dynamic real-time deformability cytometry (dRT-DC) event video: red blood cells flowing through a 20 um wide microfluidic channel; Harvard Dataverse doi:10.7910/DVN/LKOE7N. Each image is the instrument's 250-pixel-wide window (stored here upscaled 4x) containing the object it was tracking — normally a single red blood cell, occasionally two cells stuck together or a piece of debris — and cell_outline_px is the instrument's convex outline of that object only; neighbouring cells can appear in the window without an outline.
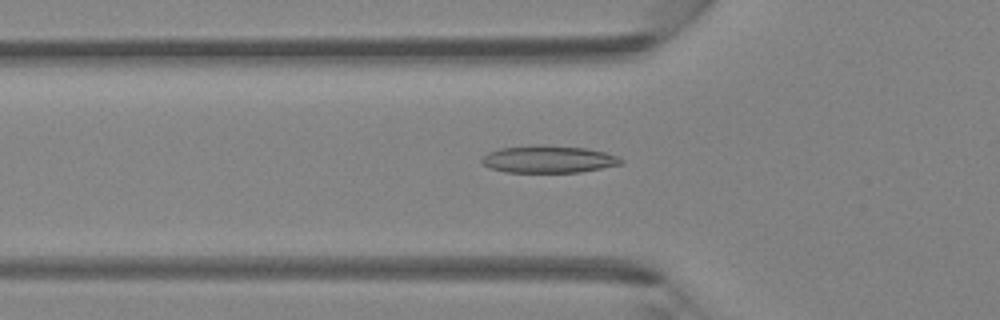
{"species": "Egyptian fruit bat (a non-hibernating species)", "species_latin": "Rousettus aegyptiacus", "temperature_condition": "room temperature", "stored_images_in_passage": 46, "camera_frame_rate_fps": 3000, "um_per_image_px": 0.085, "animal": {"sex": "female"}, "frame": {"image": 1, "passage_image": 16, "time_ms": 5.0, "image_size_px": [1000, 320], "cell_outline_px": [[624, 164], [580, 172], [508, 172], [492, 168], [484, 164], [480, 160], [488, 152], [500, 148], [540, 144], [544, 144], [584, 148], [604, 152], [616, 156], [624, 160]], "centroid_in_image_um": [46.65, 13.53], "position_along_channel_um": 79.2, "area_um2": 22.08}}
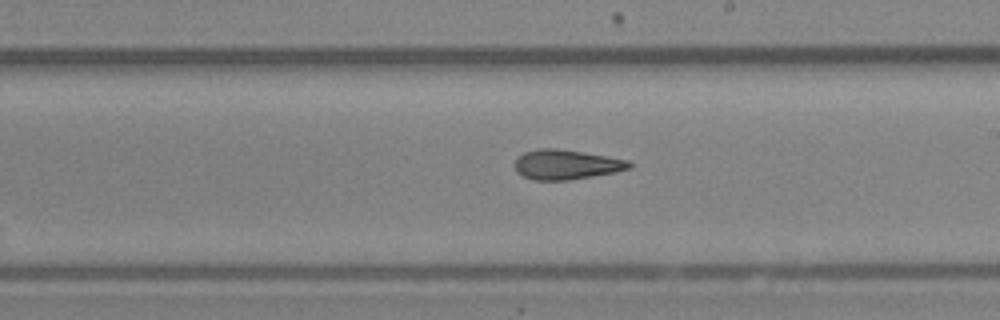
{"frame": {"image": 2, "passage_image": 27, "time_ms": 8.667, "image_size_px": [1000, 320], "cell_outline_px": [[632, 168], [616, 172], [568, 180], [532, 180], [516, 172], [512, 164], [516, 156], [524, 152], [540, 148], [556, 148], [628, 160], [632, 164]], "centroid_in_image_um": [48.06, 13.99], "position_along_channel_um": 240.9, "area_um2": 19.94}}
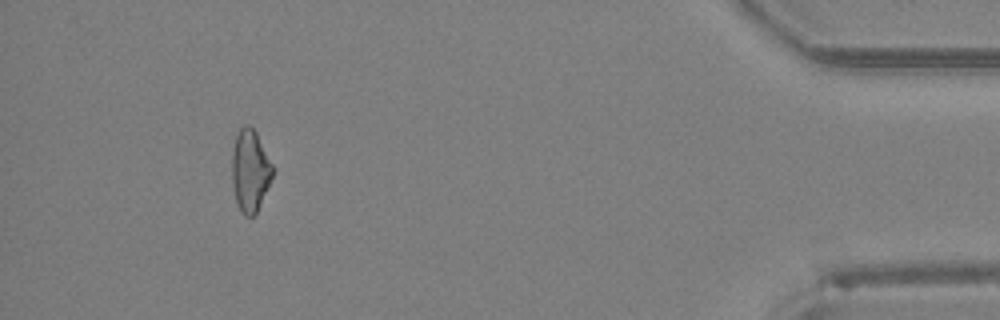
{"frame": {"image": 3, "passage_image": 43, "time_ms": 14.0, "image_size_px": [1000, 320], "cell_outline_px": [[272, 176], [256, 212], [252, 216], [244, 216], [240, 212], [236, 200], [232, 184], [232, 148], [236, 136], [240, 128], [244, 124], [248, 124], [256, 132], [272, 164]], "centroid_in_image_um": [21.22, 14.48], "position_along_channel_um": 414.0, "area_um2": 19.13}}